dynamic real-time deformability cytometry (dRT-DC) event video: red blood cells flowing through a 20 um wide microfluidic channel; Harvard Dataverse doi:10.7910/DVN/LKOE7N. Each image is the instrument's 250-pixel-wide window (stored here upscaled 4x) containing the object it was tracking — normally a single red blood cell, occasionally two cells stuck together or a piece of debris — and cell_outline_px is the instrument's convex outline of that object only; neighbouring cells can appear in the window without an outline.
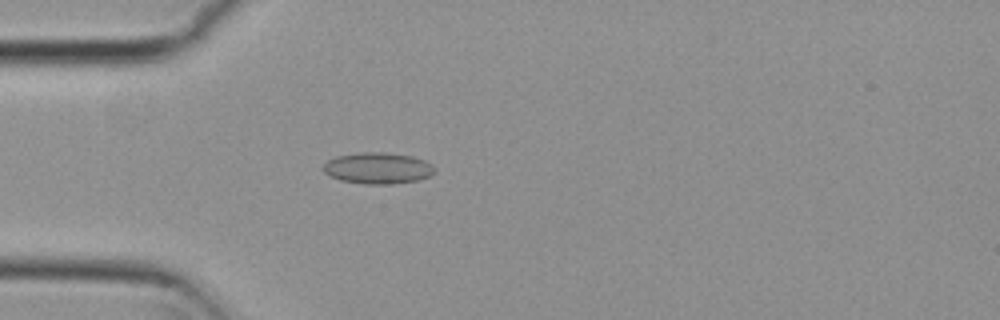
{"species": "common noctule bat (a hibernating species)", "species_latin": "Nyctalus noctula", "temperature_condition": "cold", "stored_images_in_passage": 4, "camera_frame_rate_fps": 3000, "um_per_image_px": 0.085, "animal": {"sex": "female", "body_mass_g": 29.2, "forearm_length_mm": 56.3}, "frame": {"image": 1, "passage_image": 4, "time_ms": 1.0, "image_size_px": [1000, 320], "cell_outline_px": [[436, 172], [428, 176], [416, 180], [392, 184], [364, 184], [340, 180], [324, 172], [320, 168], [328, 160], [336, 156], [360, 152], [384, 152], [412, 156], [424, 160], [432, 164], [436, 168]], "centroid_in_image_um": [32.11, 14.29], "position_along_channel_um": 52.9, "area_um2": 20.4}}